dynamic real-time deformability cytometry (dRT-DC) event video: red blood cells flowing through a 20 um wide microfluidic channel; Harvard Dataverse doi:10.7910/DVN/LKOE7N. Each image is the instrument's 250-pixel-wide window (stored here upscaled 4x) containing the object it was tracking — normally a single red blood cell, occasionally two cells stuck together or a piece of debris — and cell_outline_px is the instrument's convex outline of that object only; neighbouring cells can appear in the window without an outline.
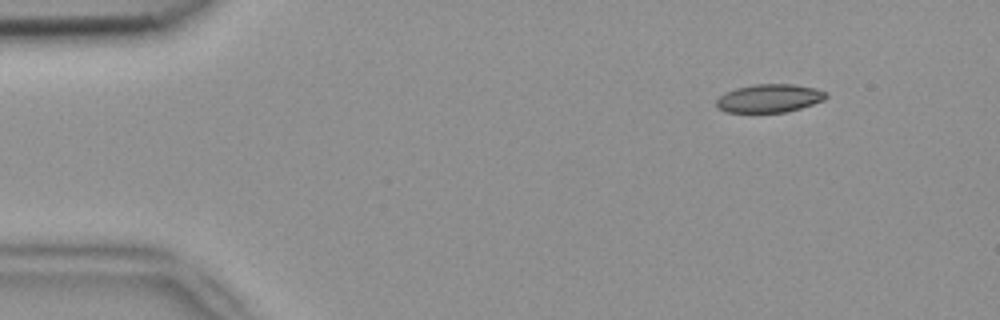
{"species": "common noctule bat (a hibernating species)", "species_latin": "Nyctalus noctula", "temperature_condition": "room temperature", "stored_images_in_passage": 6, "camera_frame_rate_fps": 3000, "um_per_image_px": 0.085, "animal": {"sex": "female", "body_mass_g": 18.4}, "frame": {"image": 1, "passage_image": 1, "time_ms": 0.0, "image_size_px": [1000, 320], "cell_outline_px": [[828, 96], [824, 100], [800, 108], [784, 112], [724, 112], [716, 108], [716, 100], [724, 92], [736, 88], [756, 84], [792, 84], [816, 88], [828, 92]], "centroid_in_image_um": [65.38, 8.35], "position_along_channel_um": 19.6, "area_um2": 18.15}}
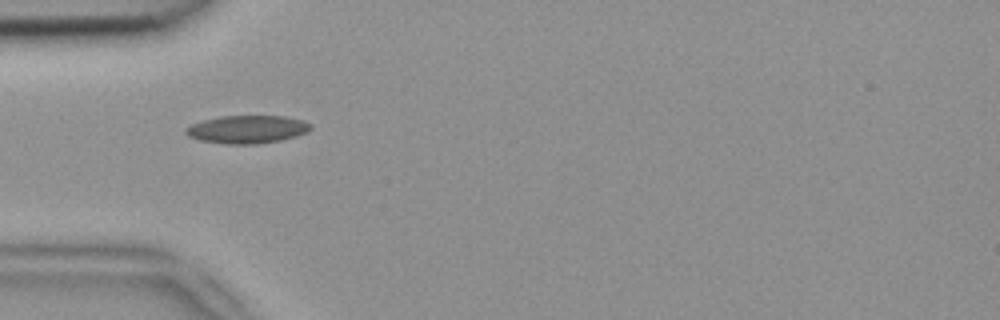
{"frame": {"image": 2, "passage_image": 4, "time_ms": 1.0, "image_size_px": [1000, 320], "cell_outline_px": [[312, 128], [308, 132], [296, 136], [280, 140], [256, 144], [228, 144], [200, 140], [188, 136], [184, 132], [184, 128], [192, 124], [204, 120], [220, 116], [284, 116], [304, 120], [312, 124]], "centroid_in_image_um": [21.03, 10.99], "position_along_channel_um": 64.0, "area_um2": 20.4}}